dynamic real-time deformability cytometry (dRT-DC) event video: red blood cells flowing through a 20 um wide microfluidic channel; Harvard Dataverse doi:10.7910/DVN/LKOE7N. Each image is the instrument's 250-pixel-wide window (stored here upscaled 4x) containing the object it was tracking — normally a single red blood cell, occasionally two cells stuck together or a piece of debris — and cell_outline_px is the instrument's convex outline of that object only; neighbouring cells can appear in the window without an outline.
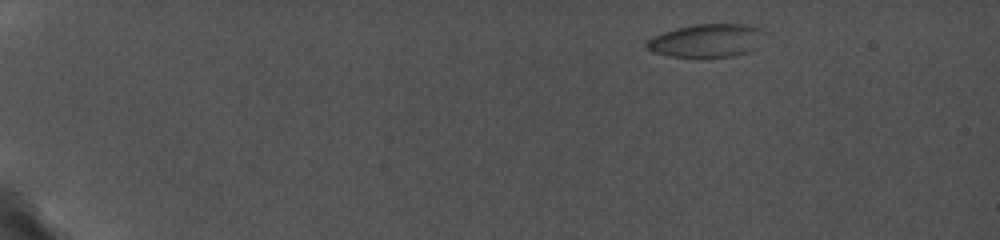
{"species": "common noctule bat (a hibernating species)", "species_latin": "Nyctalus noctula", "temperature_condition": "cold", "stored_images_in_passage": 11, "camera_frame_rate_fps": 5000, "um_per_image_px": 0.085, "animal": {"sex": "female", "body_mass_g": 19.0, "forearm_length_mm": 56.7}, "frame": {"image": 1, "passage_image": 4, "time_ms": 2.8, "image_size_px": [1000, 240], "cell_outline_px": [[768, 32], [756, 48], [748, 52], [736, 56], [668, 56], [652, 52], [644, 44], [648, 40], [664, 32], [676, 28], [696, 24], [748, 24], [764, 28]], "centroid_in_image_um": [60.16, 3.43], "position_along_channel_um": 24.8, "area_um2": 22.95}}
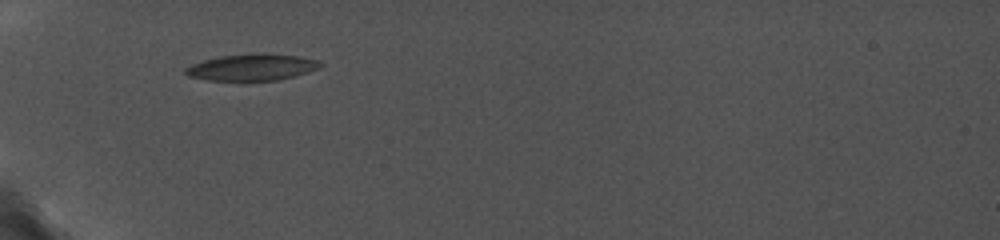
{"frame": {"image": 2, "passage_image": 9, "time_ms": 7.2, "image_size_px": [1000, 240], "cell_outline_px": [[324, 64], [320, 68], [308, 72], [276, 80], [208, 80], [188, 76], [184, 72], [184, 68], [192, 64], [204, 60], [220, 56], [260, 52], [264, 52], [300, 56], [316, 60]], "centroid_in_image_um": [21.42, 5.7], "position_along_channel_um": 63.6, "area_um2": 20.92}}